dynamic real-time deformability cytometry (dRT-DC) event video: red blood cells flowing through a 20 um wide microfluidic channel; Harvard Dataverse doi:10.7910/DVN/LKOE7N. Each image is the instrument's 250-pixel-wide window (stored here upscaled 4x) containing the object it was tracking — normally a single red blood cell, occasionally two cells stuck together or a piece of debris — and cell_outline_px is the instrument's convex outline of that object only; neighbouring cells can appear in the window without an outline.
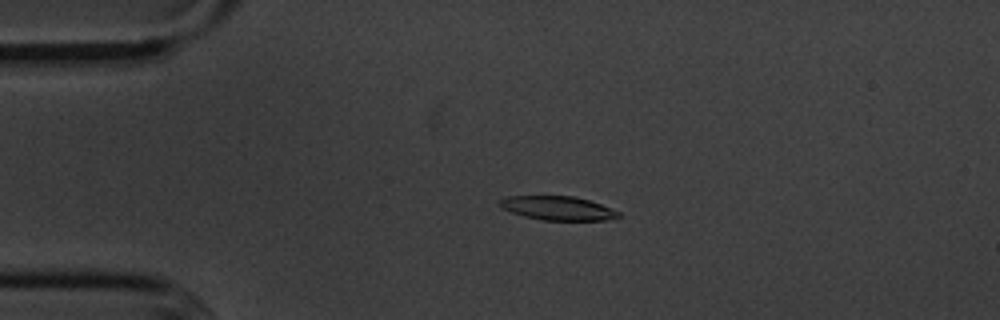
{"species": "common noctule bat (a hibernating species)", "species_latin": "Nyctalus noctula", "temperature_condition": "cold", "stored_images_in_passage": 56, "camera_frame_rate_fps": 3000, "um_per_image_px": 0.085, "animal": {"sex": "male", "body_mass_g": 20.1, "forearm_length_mm": 53.5}, "frame": {"image": 1, "passage_image": 13, "time_ms": 4.0, "image_size_px": [1000, 320], "cell_outline_px": [[620, 216], [604, 220], [540, 220], [524, 216], [512, 212], [504, 208], [500, 204], [500, 200], [508, 196], [576, 196], [600, 204], [620, 212]], "centroid_in_image_um": [47.42, 17.69], "position_along_channel_um": 37.6, "area_um2": 16.3}}
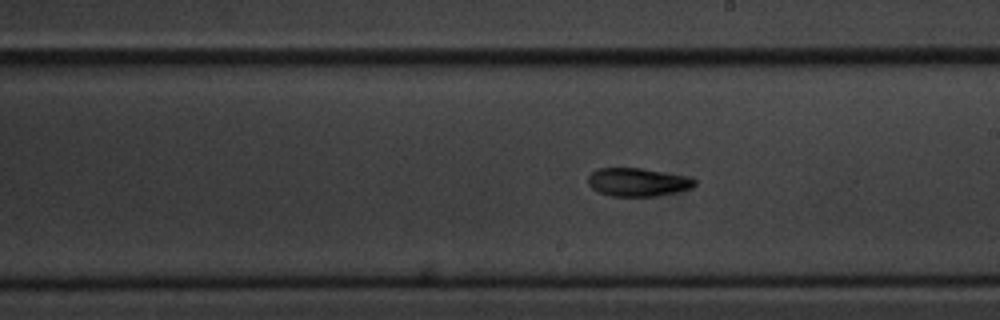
{"frame": {"image": 2, "passage_image": 32, "time_ms": 10.333, "image_size_px": [1000, 320], "cell_outline_px": [[696, 184], [692, 188], [676, 192], [656, 196], [608, 196], [592, 188], [588, 184], [588, 176], [596, 168], [640, 168], [692, 176], [696, 180]], "centroid_in_image_um": [54.24, 15.47], "position_along_channel_um": 234.8, "area_um2": 17.8}}
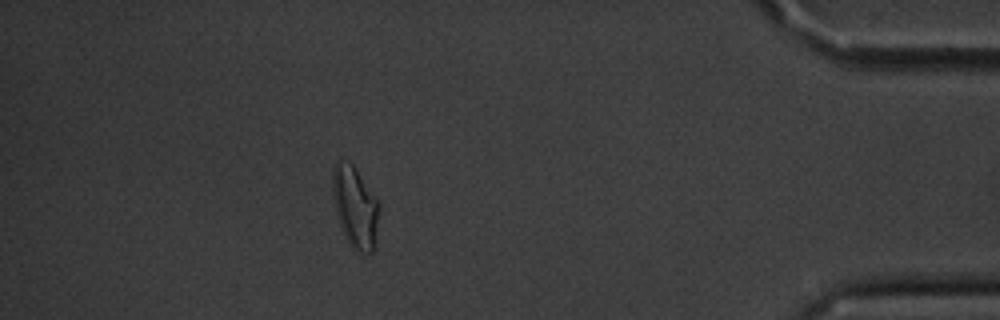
{"frame": {"image": 3, "passage_image": 50, "time_ms": 16.333, "image_size_px": [1000, 320], "cell_outline_px": [[380, 208], [372, 252], [356, 252], [352, 248], [336, 216], [332, 188], [332, 172], [336, 160], [348, 160], [356, 168], [380, 200]], "centroid_in_image_um": [30.19, 17.51], "position_along_channel_um": 405.0, "area_um2": 22.25}, "authors_computed_cell_mechanics": {"area_um2": 17.629, "velocity_mm_per_s": 3.6032, "shape_relaxation_time_tau1_ms": 5.8025, "shape_relaxation_time_tau2_ms": 5.1251, "deformation_change_tau1": 0.1679, "deformation_change_tau2": 0.1313}}